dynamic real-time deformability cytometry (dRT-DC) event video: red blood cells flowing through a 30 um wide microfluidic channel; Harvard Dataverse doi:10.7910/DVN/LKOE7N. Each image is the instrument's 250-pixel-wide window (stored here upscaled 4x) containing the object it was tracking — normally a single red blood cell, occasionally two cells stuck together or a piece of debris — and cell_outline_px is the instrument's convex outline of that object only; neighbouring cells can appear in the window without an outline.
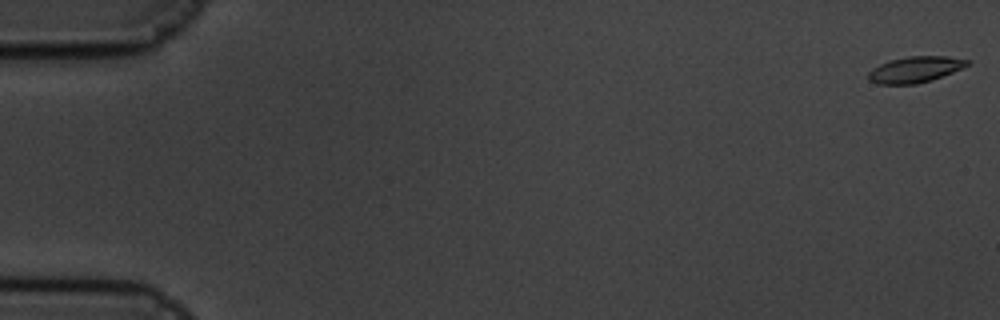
{"species": "common noctule bat (a hibernating species)", "species_latin": "Nyctalus noctula", "temperature_condition": "cold", "stored_images_in_passage": 20, "camera_frame_rate_fps": 3000, "um_per_image_px": 0.085, "animal": {"sex": "male", "body_mass_g": 19.5, "forearm_length_mm": 54.6}, "frame": {"image": 1, "passage_image": 1, "time_ms": 0.0, "image_size_px": [1000, 320], "cell_outline_px": [[972, 60], [968, 64], [952, 72], [932, 80], [916, 84], [876, 84], [868, 80], [868, 72], [872, 68], [880, 64], [892, 60], [908, 56], [948, 56]], "centroid_in_image_um": [77.77, 5.91], "position_along_channel_um": 7.2, "area_um2": 14.97}}
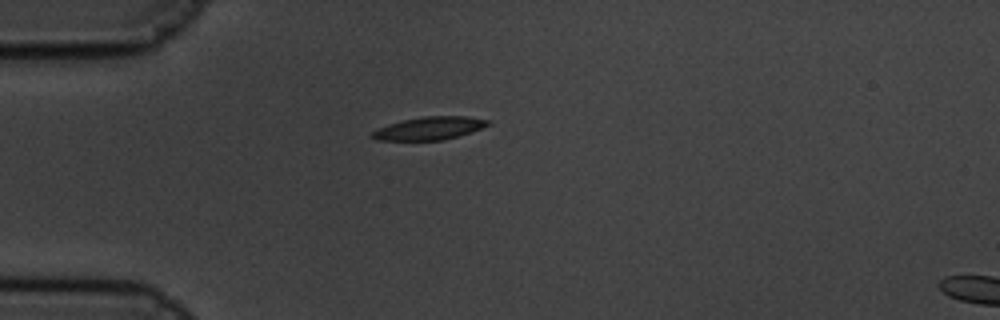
{"frame": {"image": 2, "passage_image": 17, "time_ms": 5.333, "image_size_px": [1000, 320], "cell_outline_px": [[492, 124], [456, 136], [440, 140], [376, 140], [372, 136], [372, 132], [388, 124], [404, 120], [424, 116], [468, 116], [492, 120]], "centroid_in_image_um": [36.54, 10.89], "position_along_channel_um": 48.5, "area_um2": 15.2}}